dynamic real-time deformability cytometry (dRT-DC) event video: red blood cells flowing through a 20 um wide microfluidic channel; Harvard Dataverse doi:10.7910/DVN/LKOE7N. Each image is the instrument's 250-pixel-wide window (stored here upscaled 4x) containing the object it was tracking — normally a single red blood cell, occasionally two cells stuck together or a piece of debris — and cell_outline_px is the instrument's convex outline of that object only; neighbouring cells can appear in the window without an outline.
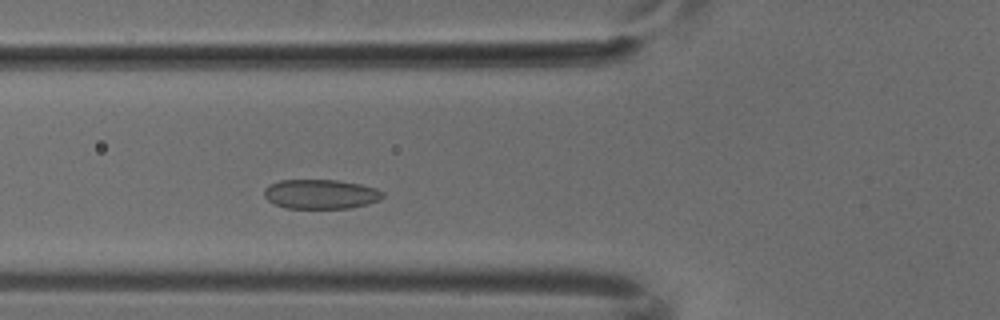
{"species": "common noctule bat (a hibernating species)", "species_latin": "Nyctalus noctula", "temperature_condition": "cold", "stored_images_in_passage": 4, "camera_frame_rate_fps": 3000, "um_per_image_px": 0.085, "animal": {"sex": "male", "body_mass_g": 18.8}, "frame": {"image": 1, "passage_image": 4, "time_ms": 1.0, "image_size_px": [1000, 320], "cell_outline_px": [[384, 196], [380, 200], [368, 204], [348, 208], [284, 208], [268, 200], [264, 196], [264, 188], [280, 180], [336, 180], [360, 184], [376, 188], [384, 192]], "centroid_in_image_um": [27.28, 16.5], "position_along_channel_um": 98.5, "area_um2": 20.35}}